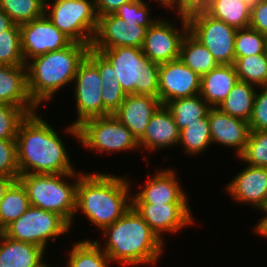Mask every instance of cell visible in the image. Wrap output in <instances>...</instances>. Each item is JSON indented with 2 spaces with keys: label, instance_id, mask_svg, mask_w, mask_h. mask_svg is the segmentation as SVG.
<instances>
[{
  "label": "cell",
  "instance_id": "1",
  "mask_svg": "<svg viewBox=\"0 0 267 267\" xmlns=\"http://www.w3.org/2000/svg\"><path fill=\"white\" fill-rule=\"evenodd\" d=\"M16 144L20 175L78 172L60 134L42 114H28L20 123Z\"/></svg>",
  "mask_w": 267,
  "mask_h": 267
},
{
  "label": "cell",
  "instance_id": "2",
  "mask_svg": "<svg viewBox=\"0 0 267 267\" xmlns=\"http://www.w3.org/2000/svg\"><path fill=\"white\" fill-rule=\"evenodd\" d=\"M102 243L97 244L113 264L155 266L165 248L164 242L132 206L121 218L102 231ZM104 244V245H103Z\"/></svg>",
  "mask_w": 267,
  "mask_h": 267
},
{
  "label": "cell",
  "instance_id": "3",
  "mask_svg": "<svg viewBox=\"0 0 267 267\" xmlns=\"http://www.w3.org/2000/svg\"><path fill=\"white\" fill-rule=\"evenodd\" d=\"M131 183L125 176L84 171L77 184L74 219L80 211L102 231L132 207Z\"/></svg>",
  "mask_w": 267,
  "mask_h": 267
},
{
  "label": "cell",
  "instance_id": "4",
  "mask_svg": "<svg viewBox=\"0 0 267 267\" xmlns=\"http://www.w3.org/2000/svg\"><path fill=\"white\" fill-rule=\"evenodd\" d=\"M90 48V45L72 42L61 50L50 51L26 62L31 100L38 107H46V102L50 103L63 87L73 83L78 67Z\"/></svg>",
  "mask_w": 267,
  "mask_h": 267
},
{
  "label": "cell",
  "instance_id": "5",
  "mask_svg": "<svg viewBox=\"0 0 267 267\" xmlns=\"http://www.w3.org/2000/svg\"><path fill=\"white\" fill-rule=\"evenodd\" d=\"M82 174L83 171L67 174H24L18 180L26 189L32 206L58 213L70 224L72 230L77 184Z\"/></svg>",
  "mask_w": 267,
  "mask_h": 267
},
{
  "label": "cell",
  "instance_id": "6",
  "mask_svg": "<svg viewBox=\"0 0 267 267\" xmlns=\"http://www.w3.org/2000/svg\"><path fill=\"white\" fill-rule=\"evenodd\" d=\"M93 50L100 52L112 64L115 77L126 95L158 97L159 64L148 59L141 48L121 46Z\"/></svg>",
  "mask_w": 267,
  "mask_h": 267
},
{
  "label": "cell",
  "instance_id": "7",
  "mask_svg": "<svg viewBox=\"0 0 267 267\" xmlns=\"http://www.w3.org/2000/svg\"><path fill=\"white\" fill-rule=\"evenodd\" d=\"M44 14L73 42L91 46L98 25L94 0H45Z\"/></svg>",
  "mask_w": 267,
  "mask_h": 267
},
{
  "label": "cell",
  "instance_id": "8",
  "mask_svg": "<svg viewBox=\"0 0 267 267\" xmlns=\"http://www.w3.org/2000/svg\"><path fill=\"white\" fill-rule=\"evenodd\" d=\"M77 128L78 143L98 154L140 151L137 139L113 114L88 119Z\"/></svg>",
  "mask_w": 267,
  "mask_h": 267
},
{
  "label": "cell",
  "instance_id": "9",
  "mask_svg": "<svg viewBox=\"0 0 267 267\" xmlns=\"http://www.w3.org/2000/svg\"><path fill=\"white\" fill-rule=\"evenodd\" d=\"M70 231V224L58 213L31 205L2 232L13 240L29 242L47 251L50 240L56 241Z\"/></svg>",
  "mask_w": 267,
  "mask_h": 267
},
{
  "label": "cell",
  "instance_id": "10",
  "mask_svg": "<svg viewBox=\"0 0 267 267\" xmlns=\"http://www.w3.org/2000/svg\"><path fill=\"white\" fill-rule=\"evenodd\" d=\"M73 84L77 118L64 129V132L78 140L77 126L88 119L110 113L103 106L101 93L103 85L98 67L87 56L80 63Z\"/></svg>",
  "mask_w": 267,
  "mask_h": 267
},
{
  "label": "cell",
  "instance_id": "11",
  "mask_svg": "<svg viewBox=\"0 0 267 267\" xmlns=\"http://www.w3.org/2000/svg\"><path fill=\"white\" fill-rule=\"evenodd\" d=\"M187 20L189 32L212 53L218 64H234L236 28L205 11L192 13Z\"/></svg>",
  "mask_w": 267,
  "mask_h": 267
},
{
  "label": "cell",
  "instance_id": "12",
  "mask_svg": "<svg viewBox=\"0 0 267 267\" xmlns=\"http://www.w3.org/2000/svg\"><path fill=\"white\" fill-rule=\"evenodd\" d=\"M181 27L168 21L167 17L159 18L147 28L141 50L154 63H166L180 56L181 43L189 31L186 16L178 15ZM176 26V27H175Z\"/></svg>",
  "mask_w": 267,
  "mask_h": 267
},
{
  "label": "cell",
  "instance_id": "13",
  "mask_svg": "<svg viewBox=\"0 0 267 267\" xmlns=\"http://www.w3.org/2000/svg\"><path fill=\"white\" fill-rule=\"evenodd\" d=\"M19 28L21 51L25 63L36 56L61 50L73 42L45 14L19 25Z\"/></svg>",
  "mask_w": 267,
  "mask_h": 267
},
{
  "label": "cell",
  "instance_id": "14",
  "mask_svg": "<svg viewBox=\"0 0 267 267\" xmlns=\"http://www.w3.org/2000/svg\"><path fill=\"white\" fill-rule=\"evenodd\" d=\"M132 206L162 241L164 233H179L195 222L188 203H132Z\"/></svg>",
  "mask_w": 267,
  "mask_h": 267
},
{
  "label": "cell",
  "instance_id": "15",
  "mask_svg": "<svg viewBox=\"0 0 267 267\" xmlns=\"http://www.w3.org/2000/svg\"><path fill=\"white\" fill-rule=\"evenodd\" d=\"M158 98L162 105L171 100L196 96L200 92L201 76L179 58L159 64Z\"/></svg>",
  "mask_w": 267,
  "mask_h": 267
},
{
  "label": "cell",
  "instance_id": "16",
  "mask_svg": "<svg viewBox=\"0 0 267 267\" xmlns=\"http://www.w3.org/2000/svg\"><path fill=\"white\" fill-rule=\"evenodd\" d=\"M147 28L125 21L110 13L98 16L97 29L91 44L92 49H110L129 46L141 48Z\"/></svg>",
  "mask_w": 267,
  "mask_h": 267
},
{
  "label": "cell",
  "instance_id": "17",
  "mask_svg": "<svg viewBox=\"0 0 267 267\" xmlns=\"http://www.w3.org/2000/svg\"><path fill=\"white\" fill-rule=\"evenodd\" d=\"M236 203L249 204L263 211L267 206V167H255L246 164L225 188Z\"/></svg>",
  "mask_w": 267,
  "mask_h": 267
},
{
  "label": "cell",
  "instance_id": "18",
  "mask_svg": "<svg viewBox=\"0 0 267 267\" xmlns=\"http://www.w3.org/2000/svg\"><path fill=\"white\" fill-rule=\"evenodd\" d=\"M175 168L157 170L145 180L142 190L132 194V203H189ZM152 176V177H151Z\"/></svg>",
  "mask_w": 267,
  "mask_h": 267
},
{
  "label": "cell",
  "instance_id": "19",
  "mask_svg": "<svg viewBox=\"0 0 267 267\" xmlns=\"http://www.w3.org/2000/svg\"><path fill=\"white\" fill-rule=\"evenodd\" d=\"M212 144L232 148L236 158L244 151L248 141L250 128L246 120L232 117L217 107L208 112Z\"/></svg>",
  "mask_w": 267,
  "mask_h": 267
},
{
  "label": "cell",
  "instance_id": "20",
  "mask_svg": "<svg viewBox=\"0 0 267 267\" xmlns=\"http://www.w3.org/2000/svg\"><path fill=\"white\" fill-rule=\"evenodd\" d=\"M161 105L160 99L152 95L127 94L124 102L113 115L138 141L144 135L153 114Z\"/></svg>",
  "mask_w": 267,
  "mask_h": 267
},
{
  "label": "cell",
  "instance_id": "21",
  "mask_svg": "<svg viewBox=\"0 0 267 267\" xmlns=\"http://www.w3.org/2000/svg\"><path fill=\"white\" fill-rule=\"evenodd\" d=\"M180 130L175 124L171 111L161 105L153 114L144 135L138 140L141 153L159 151L179 143Z\"/></svg>",
  "mask_w": 267,
  "mask_h": 267
},
{
  "label": "cell",
  "instance_id": "22",
  "mask_svg": "<svg viewBox=\"0 0 267 267\" xmlns=\"http://www.w3.org/2000/svg\"><path fill=\"white\" fill-rule=\"evenodd\" d=\"M0 104L22 107L28 114L38 112L29 95L26 65H0Z\"/></svg>",
  "mask_w": 267,
  "mask_h": 267
},
{
  "label": "cell",
  "instance_id": "23",
  "mask_svg": "<svg viewBox=\"0 0 267 267\" xmlns=\"http://www.w3.org/2000/svg\"><path fill=\"white\" fill-rule=\"evenodd\" d=\"M238 80L233 64H219L201 76L199 94L211 107H218Z\"/></svg>",
  "mask_w": 267,
  "mask_h": 267
},
{
  "label": "cell",
  "instance_id": "24",
  "mask_svg": "<svg viewBox=\"0 0 267 267\" xmlns=\"http://www.w3.org/2000/svg\"><path fill=\"white\" fill-rule=\"evenodd\" d=\"M45 252L35 244L13 240L0 232V267H32Z\"/></svg>",
  "mask_w": 267,
  "mask_h": 267
},
{
  "label": "cell",
  "instance_id": "25",
  "mask_svg": "<svg viewBox=\"0 0 267 267\" xmlns=\"http://www.w3.org/2000/svg\"><path fill=\"white\" fill-rule=\"evenodd\" d=\"M258 87L238 80L228 96L218 105L222 112L236 118L250 120Z\"/></svg>",
  "mask_w": 267,
  "mask_h": 267
},
{
  "label": "cell",
  "instance_id": "26",
  "mask_svg": "<svg viewBox=\"0 0 267 267\" xmlns=\"http://www.w3.org/2000/svg\"><path fill=\"white\" fill-rule=\"evenodd\" d=\"M179 59L199 76L209 73L219 65L212 53L189 31L181 43Z\"/></svg>",
  "mask_w": 267,
  "mask_h": 267
},
{
  "label": "cell",
  "instance_id": "27",
  "mask_svg": "<svg viewBox=\"0 0 267 267\" xmlns=\"http://www.w3.org/2000/svg\"><path fill=\"white\" fill-rule=\"evenodd\" d=\"M204 11L236 29L247 28L250 24L251 9L242 0H210Z\"/></svg>",
  "mask_w": 267,
  "mask_h": 267
},
{
  "label": "cell",
  "instance_id": "28",
  "mask_svg": "<svg viewBox=\"0 0 267 267\" xmlns=\"http://www.w3.org/2000/svg\"><path fill=\"white\" fill-rule=\"evenodd\" d=\"M76 242L67 254L65 267H111L112 260L95 240L84 239Z\"/></svg>",
  "mask_w": 267,
  "mask_h": 267
},
{
  "label": "cell",
  "instance_id": "29",
  "mask_svg": "<svg viewBox=\"0 0 267 267\" xmlns=\"http://www.w3.org/2000/svg\"><path fill=\"white\" fill-rule=\"evenodd\" d=\"M166 107L171 111L175 124L180 131L189 126V124L205 118L211 108L200 94L171 100L166 104Z\"/></svg>",
  "mask_w": 267,
  "mask_h": 267
},
{
  "label": "cell",
  "instance_id": "30",
  "mask_svg": "<svg viewBox=\"0 0 267 267\" xmlns=\"http://www.w3.org/2000/svg\"><path fill=\"white\" fill-rule=\"evenodd\" d=\"M30 206L26 189L19 180H15L0 202V232L24 214Z\"/></svg>",
  "mask_w": 267,
  "mask_h": 267
},
{
  "label": "cell",
  "instance_id": "31",
  "mask_svg": "<svg viewBox=\"0 0 267 267\" xmlns=\"http://www.w3.org/2000/svg\"><path fill=\"white\" fill-rule=\"evenodd\" d=\"M178 145L189 157L206 152V149L212 145L208 115L181 130Z\"/></svg>",
  "mask_w": 267,
  "mask_h": 267
},
{
  "label": "cell",
  "instance_id": "32",
  "mask_svg": "<svg viewBox=\"0 0 267 267\" xmlns=\"http://www.w3.org/2000/svg\"><path fill=\"white\" fill-rule=\"evenodd\" d=\"M233 65L239 80L256 87L267 86V53L235 57Z\"/></svg>",
  "mask_w": 267,
  "mask_h": 267
},
{
  "label": "cell",
  "instance_id": "33",
  "mask_svg": "<svg viewBox=\"0 0 267 267\" xmlns=\"http://www.w3.org/2000/svg\"><path fill=\"white\" fill-rule=\"evenodd\" d=\"M0 9L21 25L44 15L45 0H0Z\"/></svg>",
  "mask_w": 267,
  "mask_h": 267
},
{
  "label": "cell",
  "instance_id": "34",
  "mask_svg": "<svg viewBox=\"0 0 267 267\" xmlns=\"http://www.w3.org/2000/svg\"><path fill=\"white\" fill-rule=\"evenodd\" d=\"M267 36L251 27L237 29L234 42L235 57L267 53Z\"/></svg>",
  "mask_w": 267,
  "mask_h": 267
},
{
  "label": "cell",
  "instance_id": "35",
  "mask_svg": "<svg viewBox=\"0 0 267 267\" xmlns=\"http://www.w3.org/2000/svg\"><path fill=\"white\" fill-rule=\"evenodd\" d=\"M21 51L20 28L15 24L0 34V65H25Z\"/></svg>",
  "mask_w": 267,
  "mask_h": 267
},
{
  "label": "cell",
  "instance_id": "36",
  "mask_svg": "<svg viewBox=\"0 0 267 267\" xmlns=\"http://www.w3.org/2000/svg\"><path fill=\"white\" fill-rule=\"evenodd\" d=\"M238 160L255 167H267V131H250Z\"/></svg>",
  "mask_w": 267,
  "mask_h": 267
},
{
  "label": "cell",
  "instance_id": "37",
  "mask_svg": "<svg viewBox=\"0 0 267 267\" xmlns=\"http://www.w3.org/2000/svg\"><path fill=\"white\" fill-rule=\"evenodd\" d=\"M149 5L146 0H133L122 4L113 14L122 18L125 23L148 28L158 19L156 16L152 18Z\"/></svg>",
  "mask_w": 267,
  "mask_h": 267
},
{
  "label": "cell",
  "instance_id": "38",
  "mask_svg": "<svg viewBox=\"0 0 267 267\" xmlns=\"http://www.w3.org/2000/svg\"><path fill=\"white\" fill-rule=\"evenodd\" d=\"M27 116L22 107L0 104V140H16L19 125Z\"/></svg>",
  "mask_w": 267,
  "mask_h": 267
},
{
  "label": "cell",
  "instance_id": "39",
  "mask_svg": "<svg viewBox=\"0 0 267 267\" xmlns=\"http://www.w3.org/2000/svg\"><path fill=\"white\" fill-rule=\"evenodd\" d=\"M0 175L15 180L20 176L16 140H0Z\"/></svg>",
  "mask_w": 267,
  "mask_h": 267
},
{
  "label": "cell",
  "instance_id": "40",
  "mask_svg": "<svg viewBox=\"0 0 267 267\" xmlns=\"http://www.w3.org/2000/svg\"><path fill=\"white\" fill-rule=\"evenodd\" d=\"M249 123L250 131H267V86L258 87ZM260 91V92H259Z\"/></svg>",
  "mask_w": 267,
  "mask_h": 267
},
{
  "label": "cell",
  "instance_id": "41",
  "mask_svg": "<svg viewBox=\"0 0 267 267\" xmlns=\"http://www.w3.org/2000/svg\"><path fill=\"white\" fill-rule=\"evenodd\" d=\"M102 88V100L104 108L110 113L114 114L120 105L124 102L126 93L122 90L119 81L115 82H101Z\"/></svg>",
  "mask_w": 267,
  "mask_h": 267
},
{
  "label": "cell",
  "instance_id": "42",
  "mask_svg": "<svg viewBox=\"0 0 267 267\" xmlns=\"http://www.w3.org/2000/svg\"><path fill=\"white\" fill-rule=\"evenodd\" d=\"M87 57L98 67L101 82H115L114 68L100 52L90 48Z\"/></svg>",
  "mask_w": 267,
  "mask_h": 267
},
{
  "label": "cell",
  "instance_id": "43",
  "mask_svg": "<svg viewBox=\"0 0 267 267\" xmlns=\"http://www.w3.org/2000/svg\"><path fill=\"white\" fill-rule=\"evenodd\" d=\"M249 27L267 36V0H262L251 9Z\"/></svg>",
  "mask_w": 267,
  "mask_h": 267
},
{
  "label": "cell",
  "instance_id": "44",
  "mask_svg": "<svg viewBox=\"0 0 267 267\" xmlns=\"http://www.w3.org/2000/svg\"><path fill=\"white\" fill-rule=\"evenodd\" d=\"M210 0H178L175 3V11L177 15L188 16L198 11H204Z\"/></svg>",
  "mask_w": 267,
  "mask_h": 267
},
{
  "label": "cell",
  "instance_id": "45",
  "mask_svg": "<svg viewBox=\"0 0 267 267\" xmlns=\"http://www.w3.org/2000/svg\"><path fill=\"white\" fill-rule=\"evenodd\" d=\"M133 0H94L97 16L114 13L122 4Z\"/></svg>",
  "mask_w": 267,
  "mask_h": 267
},
{
  "label": "cell",
  "instance_id": "46",
  "mask_svg": "<svg viewBox=\"0 0 267 267\" xmlns=\"http://www.w3.org/2000/svg\"><path fill=\"white\" fill-rule=\"evenodd\" d=\"M15 24L16 23L0 9V34H2V31L11 29Z\"/></svg>",
  "mask_w": 267,
  "mask_h": 267
},
{
  "label": "cell",
  "instance_id": "47",
  "mask_svg": "<svg viewBox=\"0 0 267 267\" xmlns=\"http://www.w3.org/2000/svg\"><path fill=\"white\" fill-rule=\"evenodd\" d=\"M14 181V178L0 175V202L4 198L7 189Z\"/></svg>",
  "mask_w": 267,
  "mask_h": 267
},
{
  "label": "cell",
  "instance_id": "48",
  "mask_svg": "<svg viewBox=\"0 0 267 267\" xmlns=\"http://www.w3.org/2000/svg\"><path fill=\"white\" fill-rule=\"evenodd\" d=\"M254 232L256 235L267 237V216H262V219L255 225Z\"/></svg>",
  "mask_w": 267,
  "mask_h": 267
},
{
  "label": "cell",
  "instance_id": "49",
  "mask_svg": "<svg viewBox=\"0 0 267 267\" xmlns=\"http://www.w3.org/2000/svg\"><path fill=\"white\" fill-rule=\"evenodd\" d=\"M149 2H157V4L159 5V7L167 10L170 9L172 11L175 12V3L178 1V0H148Z\"/></svg>",
  "mask_w": 267,
  "mask_h": 267
},
{
  "label": "cell",
  "instance_id": "50",
  "mask_svg": "<svg viewBox=\"0 0 267 267\" xmlns=\"http://www.w3.org/2000/svg\"><path fill=\"white\" fill-rule=\"evenodd\" d=\"M244 3L247 4V6L252 9L253 7H255L259 2H261L262 0H242Z\"/></svg>",
  "mask_w": 267,
  "mask_h": 267
},
{
  "label": "cell",
  "instance_id": "51",
  "mask_svg": "<svg viewBox=\"0 0 267 267\" xmlns=\"http://www.w3.org/2000/svg\"><path fill=\"white\" fill-rule=\"evenodd\" d=\"M45 257H43L37 264H35L32 267H51V265L46 264V261L43 260ZM45 261V262H44Z\"/></svg>",
  "mask_w": 267,
  "mask_h": 267
},
{
  "label": "cell",
  "instance_id": "52",
  "mask_svg": "<svg viewBox=\"0 0 267 267\" xmlns=\"http://www.w3.org/2000/svg\"><path fill=\"white\" fill-rule=\"evenodd\" d=\"M261 213H263L264 216H267V206H266V208Z\"/></svg>",
  "mask_w": 267,
  "mask_h": 267
}]
</instances>
